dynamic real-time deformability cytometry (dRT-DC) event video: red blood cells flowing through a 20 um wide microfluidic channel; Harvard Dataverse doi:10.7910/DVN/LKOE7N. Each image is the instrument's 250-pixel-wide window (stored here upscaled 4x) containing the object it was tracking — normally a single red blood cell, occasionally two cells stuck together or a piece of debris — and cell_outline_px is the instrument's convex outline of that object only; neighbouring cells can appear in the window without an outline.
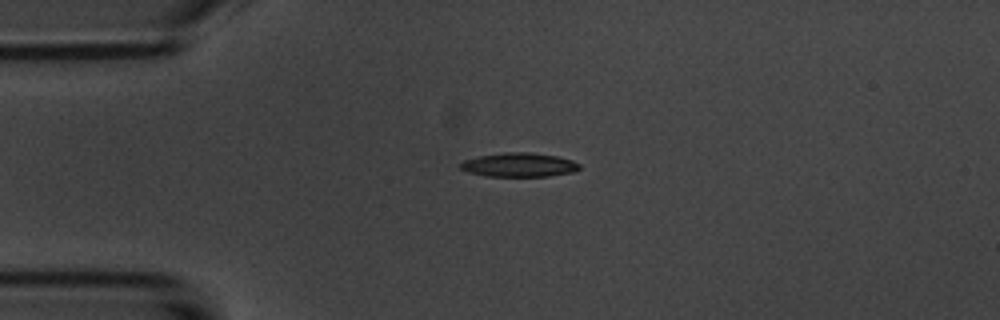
{"species": "common noctule bat (a hibernating species)", "species_latin": "Nyctalus noctula", "temperature_condition": "room temperature", "stored_images_in_passage": 14, "camera_frame_rate_fps": 3000, "um_per_image_px": 0.085, "animal": {"sex": "male", "body_mass_g": 20.1, "forearm_length_mm": 53.5}, "frame": {"image": 1, "passage_image": 3, "time_ms": 3.333, "image_size_px": [1000, 320], "cell_outline_px": [[580, 168], [576, 172], [548, 176], [488, 176], [468, 172], [460, 168], [456, 164], [464, 160], [480, 156], [504, 152], [528, 152], [556, 156], [572, 160], [580, 164]], "centroid_in_image_um": [44.12, 14.01], "position_along_channel_um": 40.9, "area_um2": 16.7}}
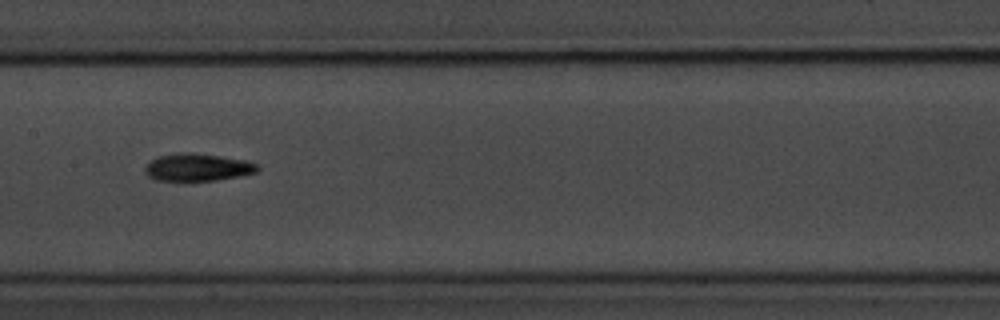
{"frame": {"image": 2, "passage_image": 7, "time_ms": 8.0, "image_size_px": [1000, 320], "cell_outline_px": [[260, 168], [256, 172], [240, 176], [216, 180], [160, 180], [148, 176], [144, 172], [144, 168], [152, 160], [160, 156], [184, 152], [192, 152], [220, 156], [244, 160], [256, 164]], "centroid_in_image_um": [16.81, 14.22], "position_along_channel_um": 190.6, "area_um2": 17.69}}
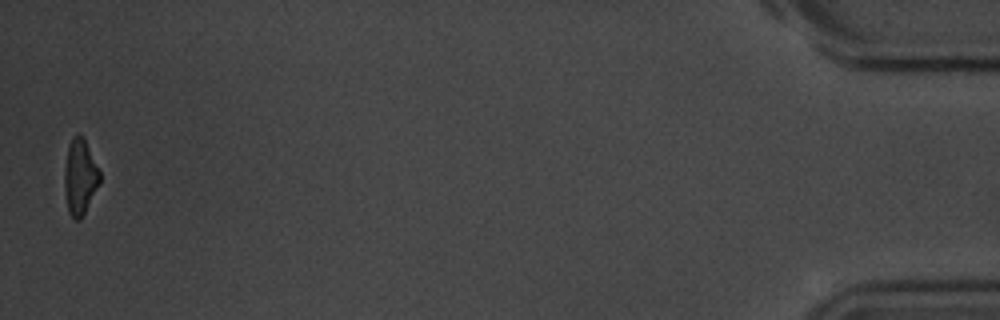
{"frame": {"image": 3, "passage_image": 14, "time_ms": 17.0, "image_size_px": [1000, 320], "cell_outline_px": [[100, 184], [80, 220], [76, 220], [68, 212], [64, 188], [64, 168], [68, 148], [76, 132], [80, 132], [84, 136], [100, 172]], "centroid_in_image_um": [6.8, 15.01], "position_along_channel_um": 428.4, "area_um2": 15.66}}